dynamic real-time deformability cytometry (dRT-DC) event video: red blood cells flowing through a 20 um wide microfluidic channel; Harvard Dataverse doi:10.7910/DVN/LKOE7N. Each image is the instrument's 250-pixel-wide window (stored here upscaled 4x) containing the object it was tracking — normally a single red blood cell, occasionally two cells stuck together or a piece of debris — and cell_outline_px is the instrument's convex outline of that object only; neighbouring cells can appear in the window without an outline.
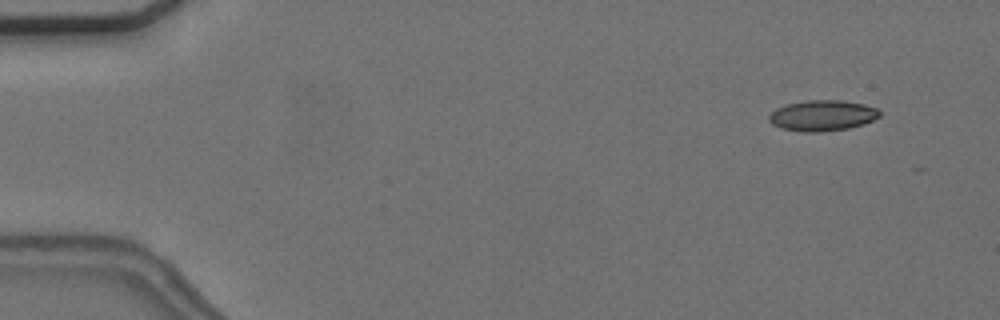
{"species": "common noctule bat (a hibernating species)", "species_latin": "Nyctalus noctula", "temperature_condition": "cold", "stored_images_in_passage": 16, "camera_frame_rate_fps": 3000, "um_per_image_px": 0.085, "animal": {"sex": "female", "body_mass_g": 24.6, "forearm_length_mm": 56.2}, "frame": {"image": 1, "passage_image": 5, "time_ms": 1.333, "image_size_px": [1000, 320], "cell_outline_px": [[880, 116], [864, 124], [848, 128], [820, 132], [800, 132], [784, 128], [772, 124], [768, 120], [768, 116], [776, 108], [788, 104], [808, 100], [840, 100], [864, 104], [876, 108], [880, 112]], "centroid_in_image_um": [69.9, 9.82], "position_along_channel_um": 15.1, "area_um2": 19.71}}